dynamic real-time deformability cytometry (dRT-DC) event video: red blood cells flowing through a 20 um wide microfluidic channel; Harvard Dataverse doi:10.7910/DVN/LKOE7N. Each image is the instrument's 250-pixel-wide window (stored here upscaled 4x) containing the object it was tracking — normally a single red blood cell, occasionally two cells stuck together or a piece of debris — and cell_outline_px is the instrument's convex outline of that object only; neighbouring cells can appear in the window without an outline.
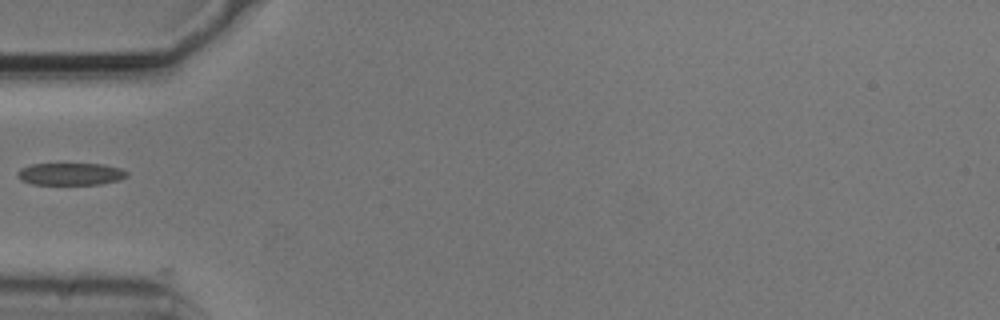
{"species": "common noctule bat (a hibernating species)", "species_latin": "Nyctalus noctula", "temperature_condition": "cold", "stored_images_in_passage": 2, "camera_frame_rate_fps": 3000, "um_per_image_px": 0.085, "animal": {"sex": "male", "body_mass_g": 20.5, "forearm_length_mm": 52.5}, "frame": {"image": 1, "passage_image": 1, "time_ms": 0.0, "image_size_px": [1000, 320], "cell_outline_px": [[128, 176], [120, 180], [100, 184], [32, 184], [20, 180], [16, 176], [16, 172], [20, 168], [32, 164], [104, 164], [120, 168], [128, 172]], "centroid_in_image_um": [5.98, 14.79], "position_along_channel_um": 79.0, "area_um2": 14.28}}